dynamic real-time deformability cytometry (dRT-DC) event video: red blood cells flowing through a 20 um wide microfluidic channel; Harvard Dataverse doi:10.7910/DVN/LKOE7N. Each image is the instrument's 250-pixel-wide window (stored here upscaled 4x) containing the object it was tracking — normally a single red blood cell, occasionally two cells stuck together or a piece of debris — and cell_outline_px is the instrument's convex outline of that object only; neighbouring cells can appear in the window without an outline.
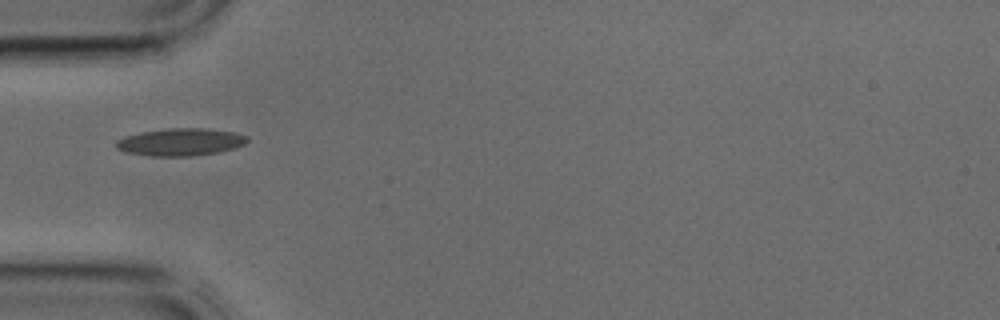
{"species": "common noctule bat (a hibernating species)", "species_latin": "Nyctalus noctula", "temperature_condition": "cold", "stored_images_in_passage": 2, "camera_frame_rate_fps": 3000, "um_per_image_px": 0.085, "animal": {"sex": "male", "body_mass_g": 17.9, "forearm_length_mm": 54.2}, "frame": {"image": 1, "passage_image": 2, "time_ms": 0.333, "image_size_px": [1000, 320], "cell_outline_px": [[248, 140], [244, 144], [236, 148], [216, 152], [188, 156], [152, 156], [124, 152], [116, 148], [116, 140], [124, 136], [140, 132], [164, 128], [204, 128], [236, 132], [248, 136]], "centroid_in_image_um": [15.33, 12.06], "position_along_channel_um": 69.7, "area_um2": 21.1}}